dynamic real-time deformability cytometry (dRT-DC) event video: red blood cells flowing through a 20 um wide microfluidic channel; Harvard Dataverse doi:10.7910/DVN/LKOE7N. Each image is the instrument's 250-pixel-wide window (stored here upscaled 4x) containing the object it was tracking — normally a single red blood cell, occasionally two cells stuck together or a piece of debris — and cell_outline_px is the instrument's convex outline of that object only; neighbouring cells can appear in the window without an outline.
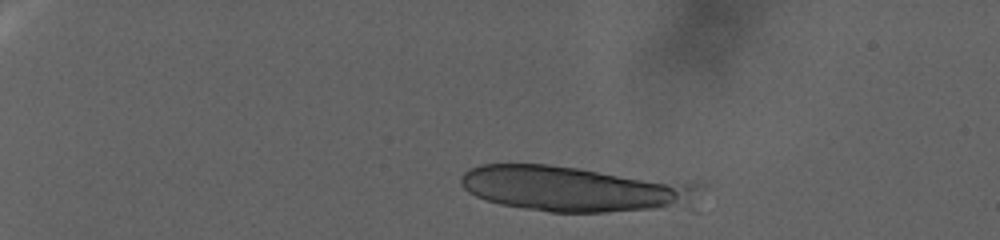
{"species": "human", "species_latin": "Homo sapiens", "temperature_condition": "warm", "stored_images_in_passage": 12, "camera_frame_rate_fps": 3000, "um_per_image_px": 0.085, "donor": {"sex": "female"}, "frame": {"image": 1, "passage_image": 1, "time_ms": 0.0, "image_size_px": [1000, 240], "cell_outline_px": [[708, 184], [688, 200], [652, 208], [608, 212], [548, 212], [500, 204], [476, 196], [468, 192], [460, 184], [460, 176], [468, 168], [480, 164], [548, 164], [704, 180]], "centroid_in_image_um": [48.88, 15.98], "position_along_channel_um": 36.1, "area_um2": 64.33}}